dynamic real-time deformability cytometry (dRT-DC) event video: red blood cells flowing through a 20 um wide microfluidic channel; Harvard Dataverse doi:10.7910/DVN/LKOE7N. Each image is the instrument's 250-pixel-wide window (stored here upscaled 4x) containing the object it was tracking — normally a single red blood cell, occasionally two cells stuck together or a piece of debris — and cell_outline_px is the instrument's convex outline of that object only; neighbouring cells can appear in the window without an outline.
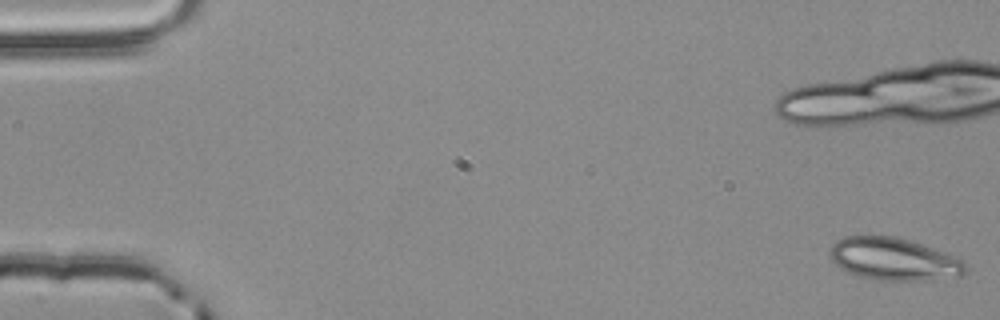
{"species": "common noctule bat (a hibernating species)", "species_latin": "Nyctalus noctula", "temperature_condition": "room temperature", "stored_images_in_passage": 4, "camera_frame_rate_fps": 3000, "um_per_image_px": 0.085, "animal": {"sex": "male", "body_mass_g": 20.4}, "frame": {"image": 1, "passage_image": 1, "time_ms": 0.0, "image_size_px": [1000, 320], "cell_outline_px": [[972, 268], [968, 272], [960, 276], [924, 280], [872, 280], [848, 272], [840, 268], [828, 256], [828, 252], [832, 244], [836, 240], [844, 236], [896, 236], [956, 256], [964, 260]], "centroid_in_image_um": [76.0, 22.03], "position_along_channel_um": 9.0, "area_um2": 33.93}}